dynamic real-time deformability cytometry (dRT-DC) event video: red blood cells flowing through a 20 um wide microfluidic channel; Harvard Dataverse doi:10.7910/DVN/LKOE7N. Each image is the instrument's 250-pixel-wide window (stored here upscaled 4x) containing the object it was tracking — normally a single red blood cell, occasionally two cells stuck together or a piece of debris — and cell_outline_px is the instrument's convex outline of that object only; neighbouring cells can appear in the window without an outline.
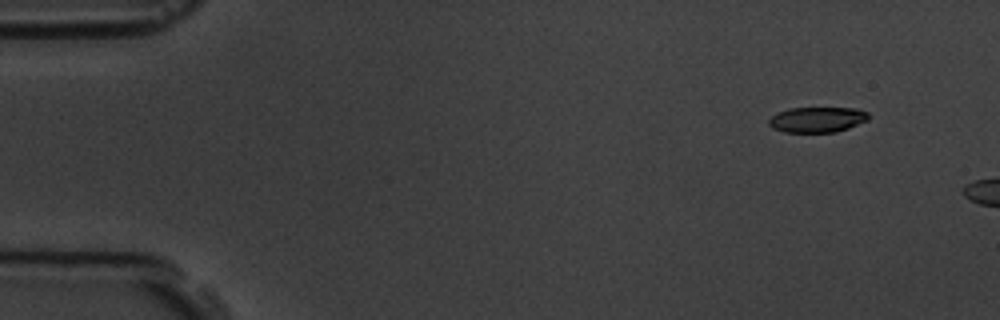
{"species": "common noctule bat (a hibernating species)", "species_latin": "Nyctalus noctula", "temperature_condition": "room temperature", "stored_images_in_passage": 3, "camera_frame_rate_fps": 3000, "um_per_image_px": 0.085, "animal": {"sex": "male", "body_mass_g": 19.5, "forearm_length_mm": 54.6}, "frame": {"image": 1, "passage_image": 1, "time_ms": 0.0, "image_size_px": [1000, 320], "cell_outline_px": [[868, 120], [848, 128], [836, 132], [784, 132], [772, 128], [768, 124], [768, 120], [772, 116], [788, 108], [856, 108], [868, 112]], "centroid_in_image_um": [69.46, 10.17], "position_along_channel_um": 15.5, "area_um2": 14.74}}